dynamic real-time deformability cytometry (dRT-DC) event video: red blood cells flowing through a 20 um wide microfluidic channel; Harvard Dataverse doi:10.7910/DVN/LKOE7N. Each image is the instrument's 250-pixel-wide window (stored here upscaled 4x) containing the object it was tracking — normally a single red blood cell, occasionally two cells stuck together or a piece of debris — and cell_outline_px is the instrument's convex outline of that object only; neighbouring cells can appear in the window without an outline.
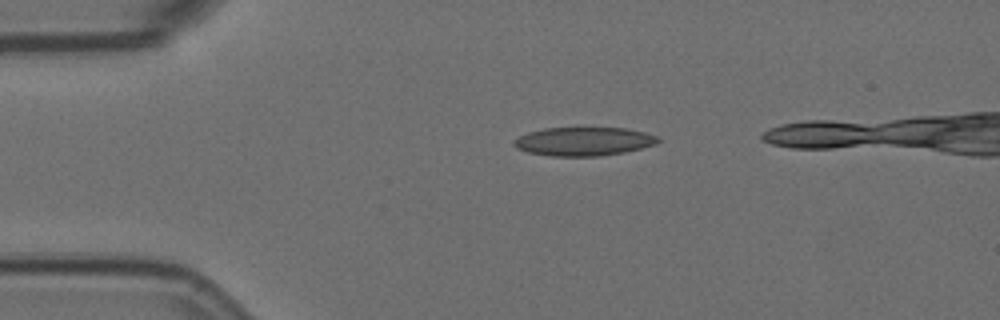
{"species": "Egyptian fruit bat (a non-hibernating species)", "species_latin": "Rousettus aegyptiacus", "temperature_condition": "room temperature", "stored_images_in_passage": 3, "camera_frame_rate_fps": 3000, "um_per_image_px": 0.085, "animal": {"sex": "female"}, "frame": {"image": 1, "passage_image": 1, "time_ms": 0.0, "image_size_px": [1000, 320], "cell_outline_px": [[660, 140], [656, 144], [624, 152], [600, 156], [552, 156], [528, 152], [516, 148], [512, 144], [520, 136], [528, 132], [544, 128], [628, 128], [644, 132], [656, 136]], "centroid_in_image_um": [49.61, 12.02], "position_along_channel_um": 35.4, "area_um2": 23.87}}
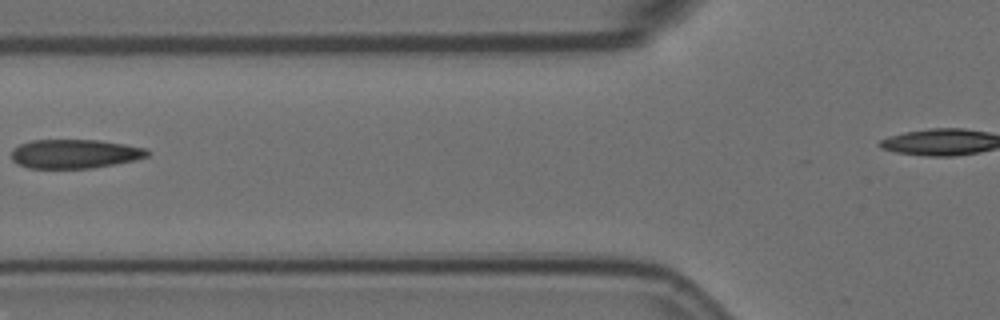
{"frame": {"image": 2, "passage_image": 3, "time_ms": 0.667, "image_size_px": [1000, 320], "cell_outline_px": [[152, 152], [148, 156], [132, 160], [92, 168], [28, 168], [16, 164], [12, 160], [12, 148], [20, 144], [32, 140], [100, 140], [148, 148]], "centroid_in_image_um": [6.34, 13.07], "position_along_channel_um": 119.5, "area_um2": 23.06}}